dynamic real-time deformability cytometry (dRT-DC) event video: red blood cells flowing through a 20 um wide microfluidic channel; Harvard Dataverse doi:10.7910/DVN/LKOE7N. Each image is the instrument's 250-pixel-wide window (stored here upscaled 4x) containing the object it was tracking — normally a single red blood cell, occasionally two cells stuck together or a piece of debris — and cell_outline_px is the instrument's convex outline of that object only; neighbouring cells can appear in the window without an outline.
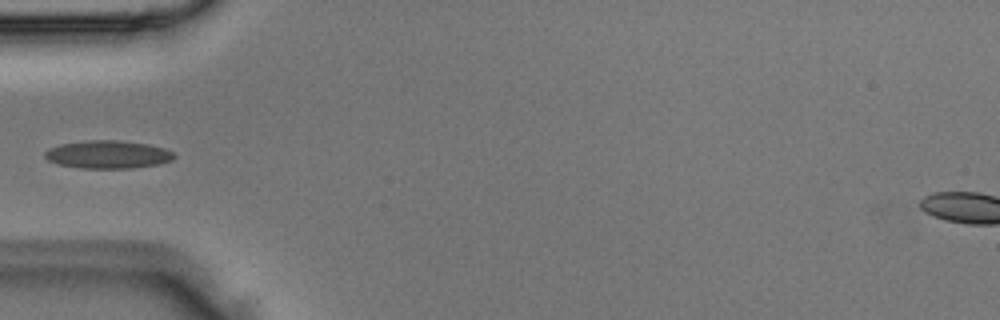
{"species": "Egyptian fruit bat (a non-hibernating species)", "species_latin": "Rousettus aegyptiacus", "temperature_condition": "room temperature", "stored_images_in_passage": 3, "camera_frame_rate_fps": 3000, "um_per_image_px": 0.085, "animal": {"sex": "male"}, "frame": {"image": 1, "passage_image": 3, "time_ms": 0.667, "image_size_px": [1000, 320], "cell_outline_px": [[176, 156], [172, 160], [160, 164], [132, 168], [80, 168], [56, 164], [48, 160], [44, 156], [44, 152], [48, 148], [60, 144], [84, 140], [120, 140], [148, 144], [164, 148], [172, 152]], "centroid_in_image_um": [9.15, 13.13], "position_along_channel_um": 75.9, "area_um2": 21.27}}